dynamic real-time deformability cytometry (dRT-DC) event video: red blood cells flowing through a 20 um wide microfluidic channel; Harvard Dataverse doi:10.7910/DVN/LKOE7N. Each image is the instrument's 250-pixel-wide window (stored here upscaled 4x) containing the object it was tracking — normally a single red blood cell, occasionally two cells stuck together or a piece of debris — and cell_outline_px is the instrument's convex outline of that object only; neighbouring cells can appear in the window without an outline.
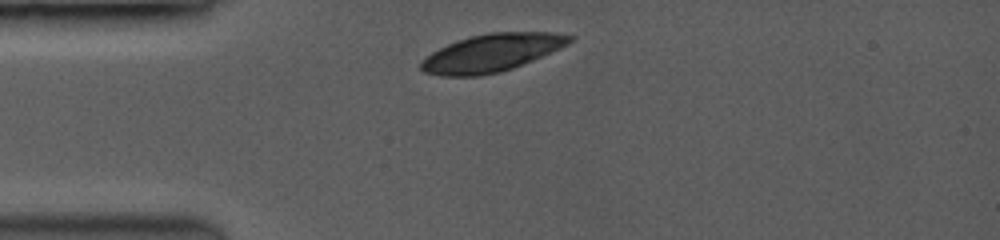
{"species": "common noctule bat (a hibernating species)", "species_latin": "Nyctalus noctula", "temperature_condition": "room temperature", "stored_images_in_passage": 24, "camera_frame_rate_fps": 3500, "um_per_image_px": 0.085, "animal": {"sex": "female", "body_mass_g": 19.0, "forearm_length_mm": 53.3}, "frame": {"image": 1, "passage_image": 1, "time_ms": 0.0, "image_size_px": [1000, 240], "cell_outline_px": [[572, 40], [568, 44], [512, 68], [496, 72], [476, 76], [444, 76], [424, 72], [420, 68], [420, 64], [432, 52], [448, 44], [472, 36], [488, 32], [552, 32], [572, 36]], "centroid_in_image_um": [41.77, 4.48], "position_along_channel_um": 43.2, "area_um2": 31.79}}
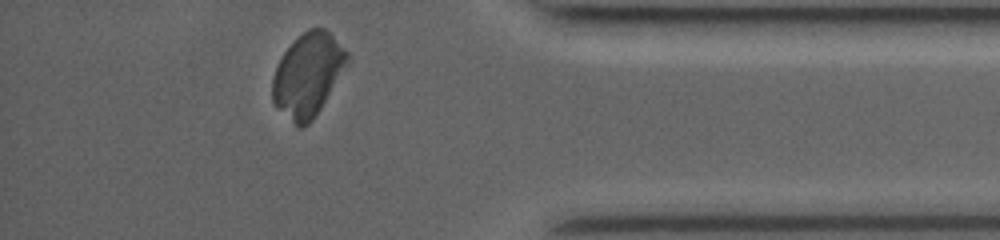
{"frame": {"image": 2, "passage_image": 24, "time_ms": 10.0, "image_size_px": [1000, 240], "cell_outline_px": [[348, 60], [320, 108], [312, 120], [308, 124], [300, 128], [296, 128], [276, 108], [272, 100], [272, 76], [284, 52], [308, 28], [324, 28], [348, 52]], "centroid_in_image_um": [26.11, 6.4], "position_along_channel_um": 409.1, "area_um2": 35.49}}